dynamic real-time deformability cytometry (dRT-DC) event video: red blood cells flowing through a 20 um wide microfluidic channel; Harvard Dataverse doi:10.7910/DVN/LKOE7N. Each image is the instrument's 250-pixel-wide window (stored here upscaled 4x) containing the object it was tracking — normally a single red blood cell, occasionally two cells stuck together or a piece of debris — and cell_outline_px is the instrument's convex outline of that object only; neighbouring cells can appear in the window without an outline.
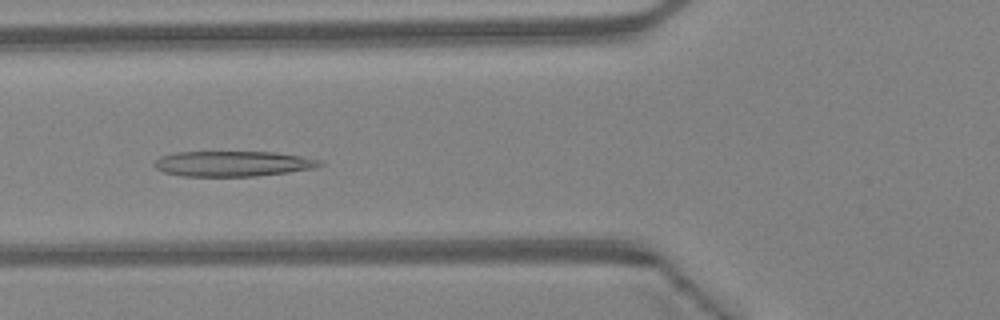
{"species": "Egyptian fruit bat (a non-hibernating species)", "species_latin": "Rousettus aegyptiacus", "temperature_condition": "warm", "stored_images_in_passage": 31, "camera_frame_rate_fps": 3000, "um_per_image_px": 0.085, "animal": {"sex": "female"}, "frame": {"image": 1, "passage_image": 5, "time_ms": 1.333, "image_size_px": [1000, 320], "cell_outline_px": [[324, 164], [316, 168], [288, 172], [256, 176], [184, 176], [164, 172], [156, 168], [152, 164], [160, 156], [176, 152], [276, 152], [300, 156], [320, 160]], "centroid_in_image_um": [19.79, 13.91], "position_along_channel_um": 106.0, "area_um2": 24.45}}
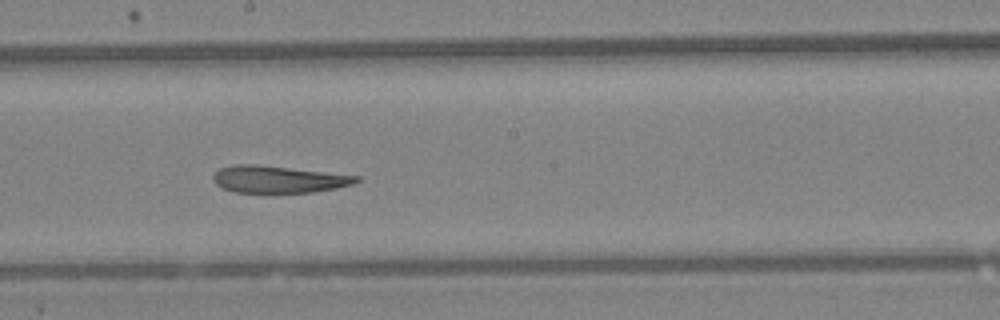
{"frame": {"image": 2, "passage_image": 13, "time_ms": 4.0, "image_size_px": [1000, 320], "cell_outline_px": [[360, 180], [352, 184], [336, 188], [312, 192], [236, 192], [224, 188], [216, 184], [212, 180], [212, 176], [220, 168], [232, 164], [256, 164], [360, 176]], "centroid_in_image_um": [23.64, 15.23], "position_along_channel_um": 224.6, "area_um2": 22.37}}
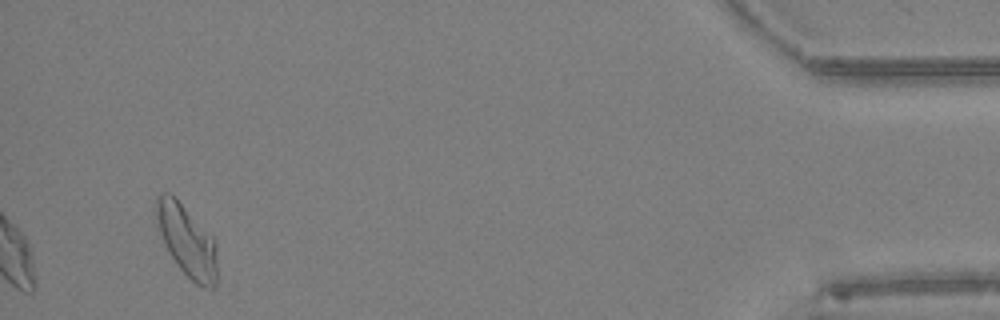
{"frame": {"image": 3, "passage_image": 31, "time_ms": 10.0, "image_size_px": [1000, 320], "cell_outline_px": [[216, 284], [212, 288], [196, 284], [180, 268], [168, 252], [156, 224], [156, 196], [160, 192], [168, 192], [176, 196], [216, 240]], "centroid_in_image_um": [15.87, 20.4], "position_along_channel_um": 419.3, "area_um2": 25.49}, "authors_computed_cell_mechanics": {"area_um2": 23.1778, "velocity_mm_per_s": 4.4758, "shape_relaxation_time_tau1_ms": null, "shape_relaxation_time_tau2_ms": 3.0863, "deformation_change_tau1": null, "deformation_change_tau2": 0.1216}}